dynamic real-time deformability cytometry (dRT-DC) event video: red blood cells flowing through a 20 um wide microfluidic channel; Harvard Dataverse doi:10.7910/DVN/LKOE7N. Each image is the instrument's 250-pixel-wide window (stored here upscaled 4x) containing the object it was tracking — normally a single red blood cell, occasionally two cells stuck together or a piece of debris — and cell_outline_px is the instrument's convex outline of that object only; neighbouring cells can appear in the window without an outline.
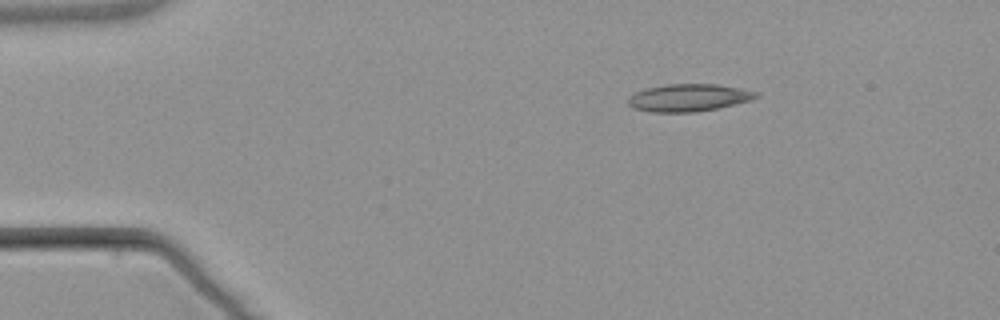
{"species": "common noctule bat (a hibernating species)", "species_latin": "Nyctalus noctula", "temperature_condition": "warm", "stored_images_in_passage": 3, "camera_frame_rate_fps": 3000, "um_per_image_px": 0.085, "animal": {"sex": "male", "body_mass_g": 21.5, "forearm_length_mm": 52.0}, "frame": {"image": 1, "passage_image": 1, "time_ms": 0.0, "image_size_px": [1000, 320], "cell_outline_px": [[760, 96], [752, 100], [736, 104], [696, 112], [652, 112], [632, 108], [628, 104], [628, 96], [644, 88], [668, 84], [716, 84], [740, 88], [756, 92]], "centroid_in_image_um": [58.51, 8.3], "position_along_channel_um": 26.5, "area_um2": 20.52}}